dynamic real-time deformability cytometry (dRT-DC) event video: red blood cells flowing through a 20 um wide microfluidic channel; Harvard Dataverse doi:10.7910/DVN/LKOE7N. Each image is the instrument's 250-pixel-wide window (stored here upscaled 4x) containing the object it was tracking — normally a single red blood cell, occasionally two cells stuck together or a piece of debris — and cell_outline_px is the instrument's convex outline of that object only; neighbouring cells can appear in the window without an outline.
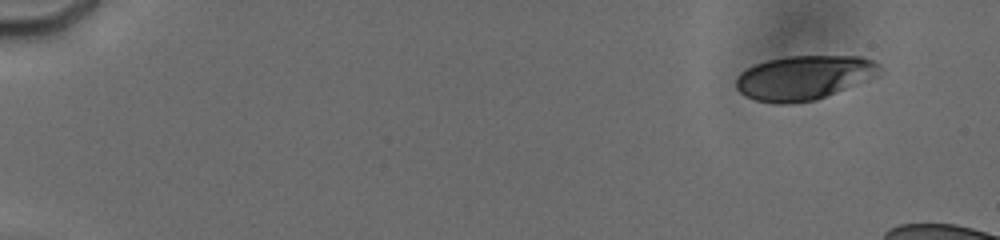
{"species": "human", "species_latin": "Homo sapiens", "temperature_condition": "cold", "stored_images_in_passage": 8, "camera_frame_rate_fps": 3000, "um_per_image_px": 0.085, "donor": {"sex": "male"}, "frame": {"image": 1, "passage_image": 2, "time_ms": 1.333, "image_size_px": [1000, 240], "cell_outline_px": [[884, 72], [876, 76], [816, 100], [788, 104], [776, 104], [756, 100], [740, 92], [736, 88], [736, 80], [740, 72], [756, 64], [768, 60], [788, 56], [860, 56], [872, 60], [880, 64]], "centroid_in_image_um": [68.36, 6.59], "position_along_channel_um": 16.6, "area_um2": 36.99}}